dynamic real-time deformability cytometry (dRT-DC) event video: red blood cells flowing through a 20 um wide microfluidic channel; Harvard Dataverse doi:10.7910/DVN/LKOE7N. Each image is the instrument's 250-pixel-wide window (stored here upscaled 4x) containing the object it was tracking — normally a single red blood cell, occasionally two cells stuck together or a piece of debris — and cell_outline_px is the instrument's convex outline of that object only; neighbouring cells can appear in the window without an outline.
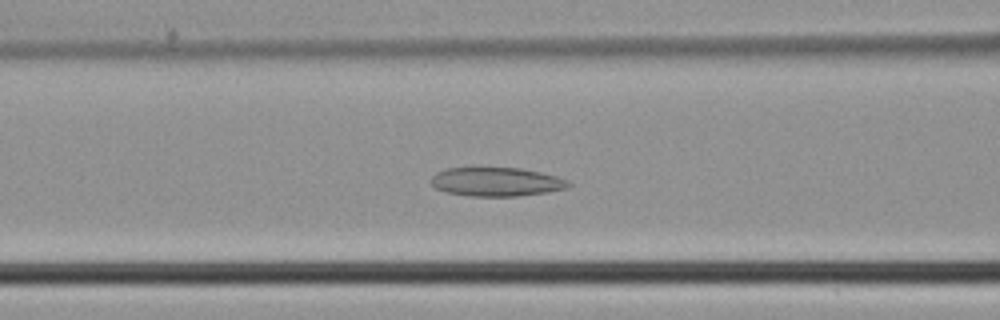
{"species": "common noctule bat (a hibernating species)", "species_latin": "Nyctalus noctula", "temperature_condition": "cold", "stored_images_in_passage": 46, "camera_frame_rate_fps": 3000, "um_per_image_px": 0.085, "animal": {"sex": "male", "body_mass_g": 21.5, "forearm_length_mm": 52.0}, "frame": {"image": 1, "passage_image": 19, "time_ms": 6.0, "image_size_px": [1000, 320], "cell_outline_px": [[572, 184], [568, 188], [548, 192], [516, 196], [468, 196], [448, 192], [436, 188], [432, 184], [432, 176], [436, 172], [448, 168], [520, 168], [540, 172], [556, 176], [568, 180]], "centroid_in_image_um": [42.23, 15.46], "position_along_channel_um": 124.4, "area_um2": 23.0}}
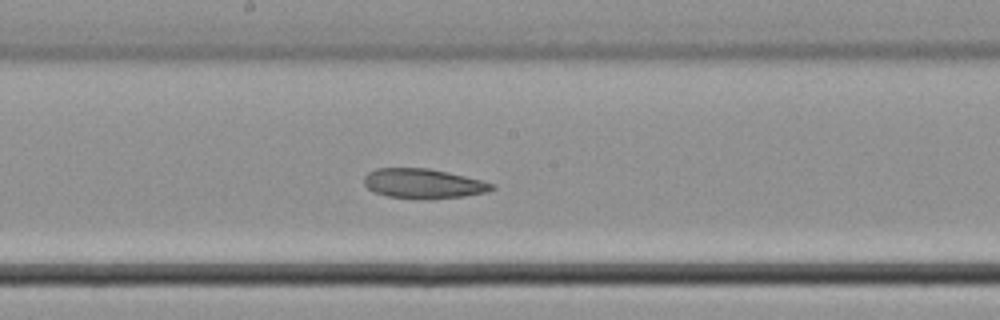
{"frame": {"image": 2, "passage_image": 25, "time_ms": 8.0, "image_size_px": [1000, 320], "cell_outline_px": [[496, 188], [488, 192], [464, 196], [432, 200], [420, 200], [388, 196], [372, 192], [364, 184], [364, 176], [368, 172], [376, 168], [428, 168], [448, 172], [496, 184]], "centroid_in_image_um": [35.98, 15.62], "position_along_channel_um": 212.2, "area_um2": 22.54}}
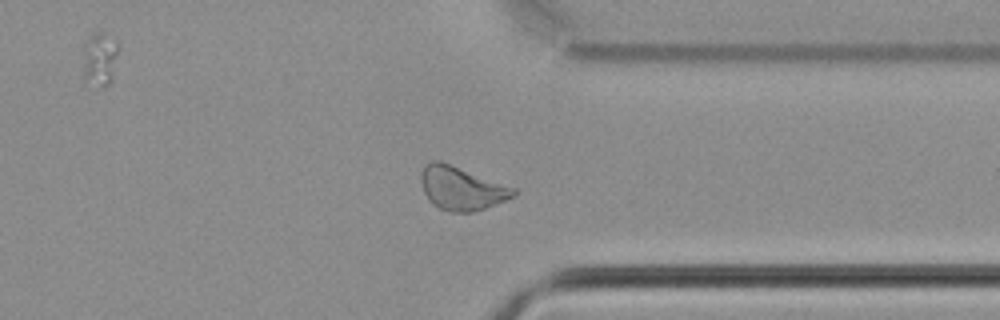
{"frame": {"image": 3, "passage_image": 36, "time_ms": 11.667, "image_size_px": [1000, 320], "cell_outline_px": [[520, 192], [516, 196], [484, 208], [472, 212], [448, 212], [432, 204], [428, 200], [424, 192], [420, 180], [420, 172], [424, 164], [432, 160], [440, 160], [516, 188]], "centroid_in_image_um": [39.22, 15.99], "position_along_channel_um": 372.2, "area_um2": 23.7}}